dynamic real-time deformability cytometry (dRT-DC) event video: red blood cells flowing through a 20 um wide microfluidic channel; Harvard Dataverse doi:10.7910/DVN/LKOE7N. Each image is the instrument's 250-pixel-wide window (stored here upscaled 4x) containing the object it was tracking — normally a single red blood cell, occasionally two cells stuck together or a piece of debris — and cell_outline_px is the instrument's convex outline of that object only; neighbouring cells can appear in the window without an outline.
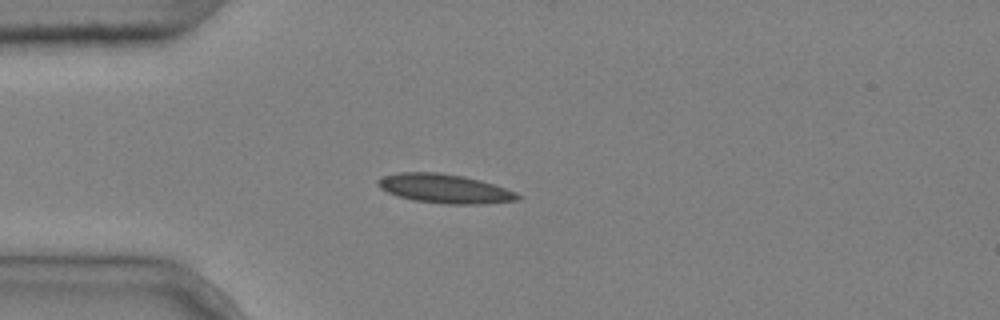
{"species": "common noctule bat (a hibernating species)", "species_latin": "Nyctalus noctula", "temperature_condition": "cold", "stored_images_in_passage": 3, "camera_frame_rate_fps": 3000, "um_per_image_px": 0.085, "animal": {"sex": "male", "body_mass_g": 20.4}, "frame": {"image": 1, "passage_image": 3, "time_ms": 0.667, "image_size_px": [1000, 320], "cell_outline_px": [[524, 196], [520, 200], [484, 204], [444, 204], [412, 200], [396, 196], [380, 188], [376, 184], [376, 180], [384, 176], [400, 172], [440, 172], [464, 176], [496, 184], [516, 192]], "centroid_in_image_um": [37.84, 16.04], "position_along_channel_um": 47.2, "area_um2": 24.1}}